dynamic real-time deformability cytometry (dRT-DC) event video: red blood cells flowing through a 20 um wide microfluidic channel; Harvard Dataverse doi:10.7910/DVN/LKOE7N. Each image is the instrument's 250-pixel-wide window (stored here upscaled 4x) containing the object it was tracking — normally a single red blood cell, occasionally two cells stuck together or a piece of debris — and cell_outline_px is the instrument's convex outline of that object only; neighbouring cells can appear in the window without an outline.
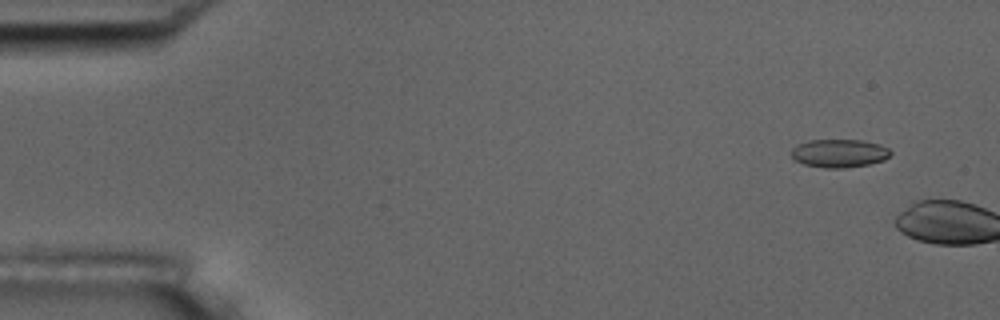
{"species": "common noctule bat (a hibernating species)", "species_latin": "Nyctalus noctula", "temperature_condition": "room temperature", "stored_images_in_passage": 2, "camera_frame_rate_fps": 3000, "um_per_image_px": 0.085, "animal": {"sex": "male", "body_mass_g": 17.5, "forearm_length_mm": 52.3}, "frame": {"image": 1, "passage_image": 1, "time_ms": 0.0, "image_size_px": [1000, 320], "cell_outline_px": [[892, 152], [884, 160], [868, 164], [844, 168], [824, 168], [804, 164], [796, 160], [792, 156], [792, 148], [796, 144], [808, 140], [860, 140], [880, 144], [888, 148]], "centroid_in_image_um": [71.32, 13.02], "position_along_channel_um": 13.7, "area_um2": 16.3}}